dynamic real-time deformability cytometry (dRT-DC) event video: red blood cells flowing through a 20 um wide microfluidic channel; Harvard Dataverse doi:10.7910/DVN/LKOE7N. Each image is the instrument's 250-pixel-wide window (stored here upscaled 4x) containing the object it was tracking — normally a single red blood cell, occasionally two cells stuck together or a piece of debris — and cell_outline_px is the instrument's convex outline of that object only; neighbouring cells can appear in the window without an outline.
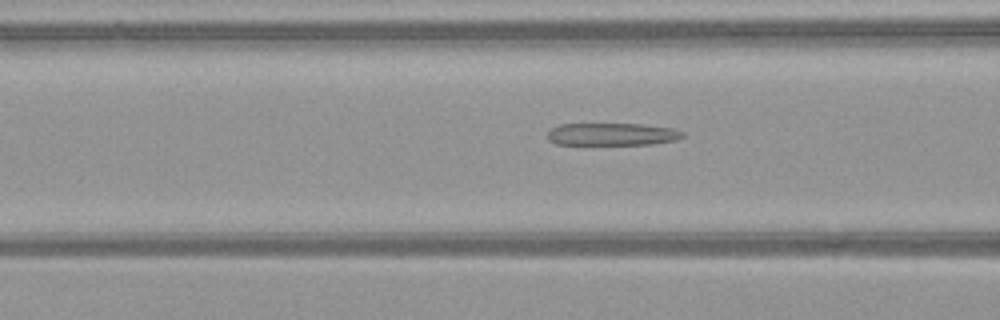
{"species": "common noctule bat (a hibernating species)", "species_latin": "Nyctalus noctula", "temperature_condition": "warm", "stored_images_in_passage": 28, "camera_frame_rate_fps": 3000, "um_per_image_px": 0.085, "animal": {"sex": "female", "body_mass_g": 21.9}, "frame": {"image": 1, "passage_image": 5, "time_ms": 1.333, "image_size_px": [1000, 320], "cell_outline_px": [[684, 136], [676, 140], [652, 144], [556, 144], [548, 140], [548, 132], [552, 128], [560, 124], [640, 124], [672, 128], [684, 132]], "centroid_in_image_um": [52.03, 11.41], "position_along_channel_um": 114.6, "area_um2": 17.57}}
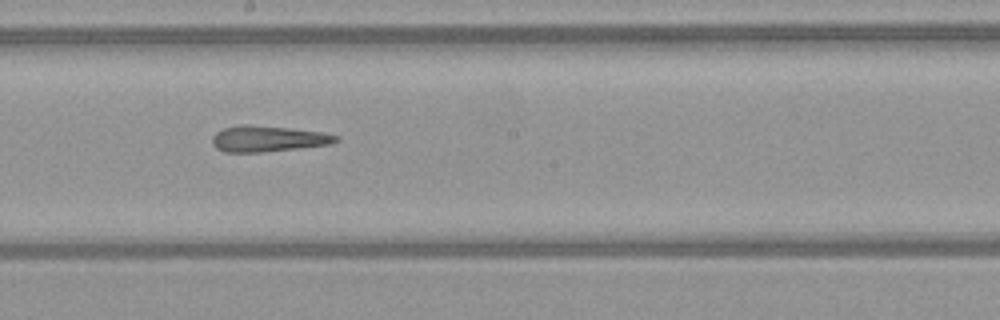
{"frame": {"image": 2, "passage_image": 13, "time_ms": 4.0, "image_size_px": [1000, 320], "cell_outline_px": [[340, 140], [332, 144], [264, 152], [224, 152], [216, 148], [212, 144], [212, 136], [216, 132], [224, 128], [240, 124], [248, 124], [288, 128], [324, 132], [340, 136]], "centroid_in_image_um": [22.79, 11.79], "position_along_channel_um": 225.4, "area_um2": 18.9}}
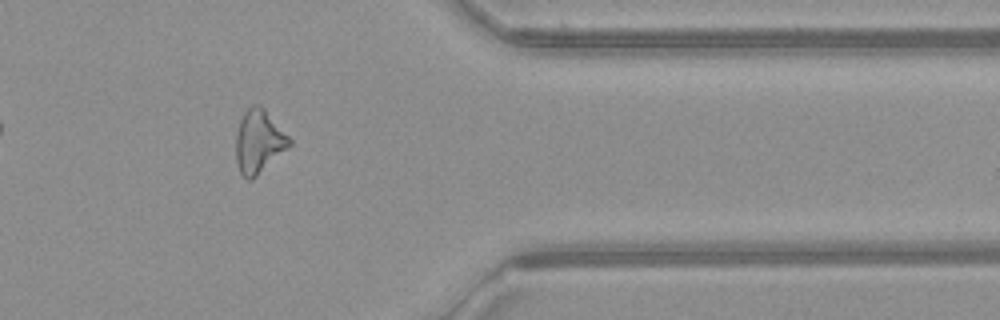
{"frame": {"image": 3, "passage_image": 26, "time_ms": 8.333, "image_size_px": [1000, 320], "cell_outline_px": [[292, 144], [288, 148], [252, 180], [248, 180], [240, 172], [236, 160], [236, 132], [240, 120], [244, 112], [252, 104], [260, 104], [264, 108], [292, 140]], "centroid_in_image_um": [21.99, 12.02], "position_along_channel_um": 389.4, "area_um2": 19.65}, "authors_computed_cell_mechanics": {"area_um2": 18.9584, "velocity_mm_per_s": 4.1397, "shape_relaxation_time_tau1_ms": null, "shape_relaxation_time_tau2_ms": 4.2007, "deformation_change_tau1": null, "deformation_change_tau2": 0.1746}}